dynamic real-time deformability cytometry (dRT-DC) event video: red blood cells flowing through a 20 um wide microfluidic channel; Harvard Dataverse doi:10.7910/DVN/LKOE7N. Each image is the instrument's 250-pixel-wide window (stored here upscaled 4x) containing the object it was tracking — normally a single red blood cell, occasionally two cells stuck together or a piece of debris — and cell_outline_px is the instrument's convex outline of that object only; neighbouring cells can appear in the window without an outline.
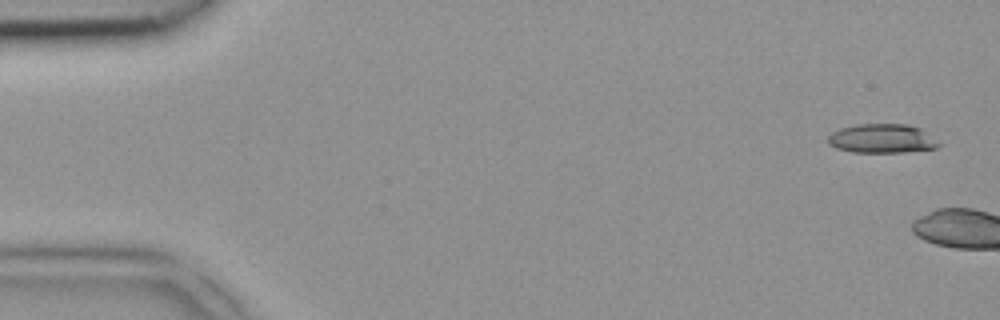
{"species": "common noctule bat (a hibernating species)", "species_latin": "Nyctalus noctula", "temperature_condition": "room temperature", "stored_images_in_passage": 5, "camera_frame_rate_fps": 3000, "um_per_image_px": 0.085, "animal": {"sex": "female", "body_mass_g": 18.4}, "frame": {"image": 1, "passage_image": 1, "time_ms": 0.0, "image_size_px": [1000, 320], "cell_outline_px": [[940, 144], [936, 148], [904, 152], [852, 152], [836, 148], [828, 144], [828, 136], [832, 132], [840, 128], [856, 124], [908, 124], [920, 128]], "centroid_in_image_um": [74.92, 11.77], "position_along_channel_um": 10.1, "area_um2": 18.67}}